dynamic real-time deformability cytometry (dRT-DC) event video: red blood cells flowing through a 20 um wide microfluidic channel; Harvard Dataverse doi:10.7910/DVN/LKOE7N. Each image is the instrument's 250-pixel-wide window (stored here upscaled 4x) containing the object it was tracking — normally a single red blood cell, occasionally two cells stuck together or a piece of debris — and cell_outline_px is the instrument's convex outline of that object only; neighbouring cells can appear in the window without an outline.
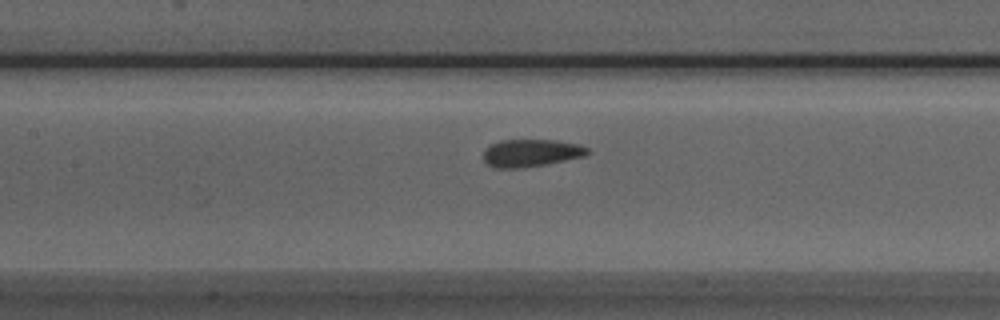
{"species": "Egyptian fruit bat (a non-hibernating species)", "species_latin": "Rousettus aegyptiacus", "temperature_condition": "room temperature", "stored_images_in_passage": 33, "camera_frame_rate_fps": 3000, "um_per_image_px": 0.085, "animal": {"sex": "male"}, "frame": {"image": 1, "passage_image": 11, "time_ms": 3.333, "image_size_px": [1000, 320], "cell_outline_px": [[592, 152], [584, 156], [544, 164], [520, 168], [496, 168], [488, 164], [484, 160], [484, 148], [488, 144], [500, 140], [556, 140], [580, 144], [588, 148]], "centroid_in_image_um": [45.13, 12.98], "position_along_channel_um": 162.3, "area_um2": 16.76}}
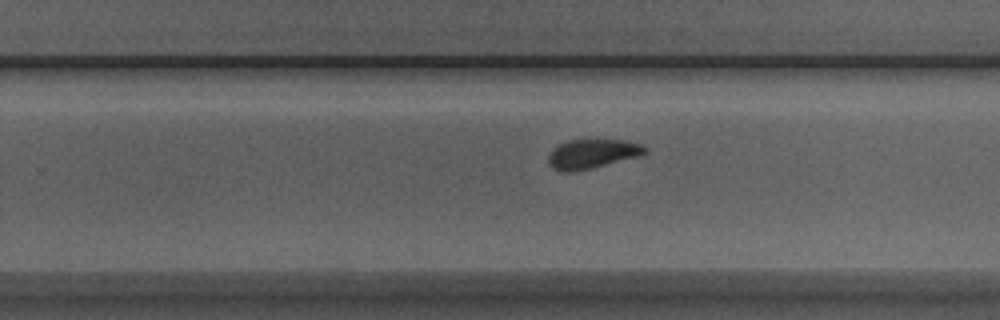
{"frame": {"image": 2, "passage_image": 20, "time_ms": 6.333, "image_size_px": [1000, 320], "cell_outline_px": [[648, 152], [640, 156], [592, 168], [568, 172], [564, 172], [548, 164], [548, 156], [560, 144], [568, 140], [624, 140], [640, 144], [648, 148]], "centroid_in_image_um": [50.4, 13.07], "position_along_channel_um": 279.4, "area_um2": 16.24}}
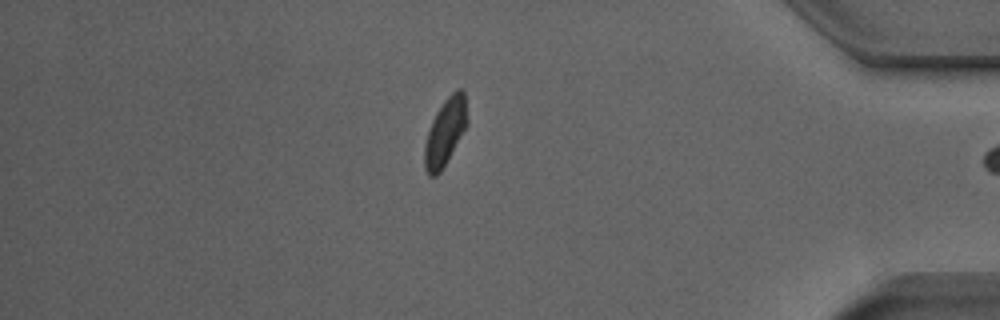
{"frame": {"image": 3, "passage_image": 32, "time_ms": 10.333, "image_size_px": [1000, 320], "cell_outline_px": [[468, 124], [440, 172], [436, 176], [428, 176], [424, 168], [424, 144], [432, 120], [436, 112], [444, 100], [456, 88], [460, 88], [464, 92], [468, 120]], "centroid_in_image_um": [37.84, 11.21], "position_along_channel_um": 397.4, "area_um2": 16.65}, "authors_computed_cell_mechanics": {"area_um2": 17.051, "velocity_mm_per_s": 3.9213, "shape_relaxation_time_tau1_ms": 9.9721, "shape_relaxation_time_tau2_ms": 0.8861, "deformation_change_tau1": 0.1535, "deformation_change_tau2": 0.0427}}